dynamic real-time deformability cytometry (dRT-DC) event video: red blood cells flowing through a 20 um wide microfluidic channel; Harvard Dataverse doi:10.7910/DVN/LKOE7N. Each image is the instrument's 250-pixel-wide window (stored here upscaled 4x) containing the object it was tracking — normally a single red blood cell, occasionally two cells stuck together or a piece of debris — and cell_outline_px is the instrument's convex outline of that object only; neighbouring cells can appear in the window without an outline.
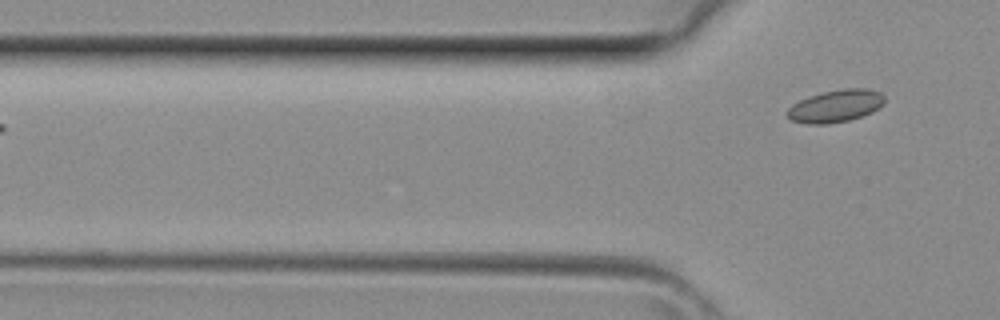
{"species": "common noctule bat (a hibernating species)", "species_latin": "Nyctalus noctula", "temperature_condition": "room temperature", "stored_images_in_passage": 4, "camera_frame_rate_fps": 3000, "um_per_image_px": 0.085, "animal": {"sex": "female", "body_mass_g": 29.2, "forearm_length_mm": 56.3}, "frame": {"image": 1, "passage_image": 4, "time_ms": 1.0, "image_size_px": [1000, 320], "cell_outline_px": [[884, 104], [872, 112], [848, 120], [828, 124], [808, 124], [792, 120], [784, 112], [792, 104], [808, 96], [824, 92], [844, 88], [868, 88], [880, 92], [884, 96]], "centroid_in_image_um": [71.02, 9.0], "position_along_channel_um": 54.8, "area_um2": 18.38}}